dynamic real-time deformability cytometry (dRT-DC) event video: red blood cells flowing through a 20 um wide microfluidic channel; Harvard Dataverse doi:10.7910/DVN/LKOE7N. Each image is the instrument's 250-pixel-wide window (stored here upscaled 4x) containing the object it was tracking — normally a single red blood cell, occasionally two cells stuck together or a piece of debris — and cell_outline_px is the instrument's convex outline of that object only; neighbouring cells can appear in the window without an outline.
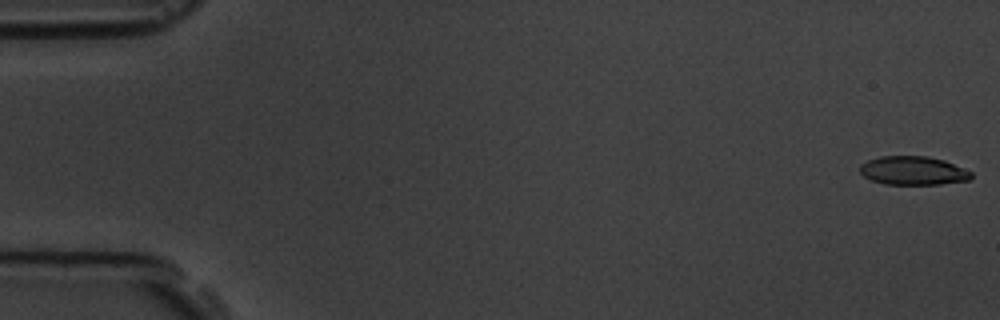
{"species": "common noctule bat (a hibernating species)", "species_latin": "Nyctalus noctula", "temperature_condition": "room temperature", "stored_images_in_passage": 5, "camera_frame_rate_fps": 3000, "um_per_image_px": 0.085, "animal": {"sex": "male", "body_mass_g": 19.5, "forearm_length_mm": 54.6}, "frame": {"image": 1, "passage_image": 1, "time_ms": 0.0, "image_size_px": [1000, 320], "cell_outline_px": [[972, 176], [968, 180], [940, 184], [884, 184], [872, 180], [864, 176], [860, 172], [860, 164], [868, 160], [880, 156], [928, 156], [944, 160], [972, 172]], "centroid_in_image_um": [77.6, 14.5], "position_along_channel_um": 7.4, "area_um2": 18.5}}
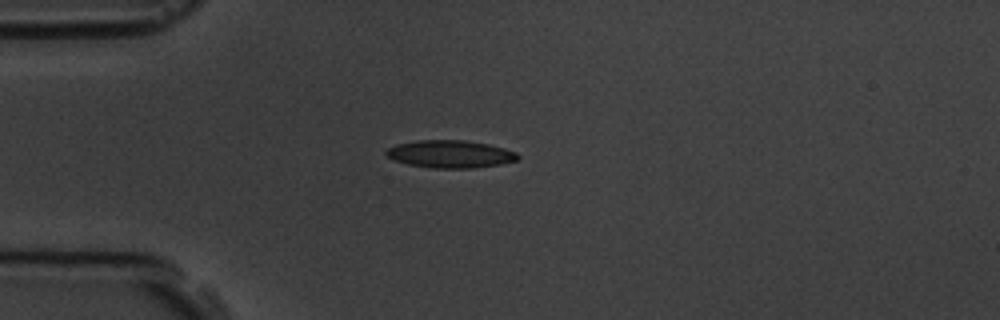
{"frame": {"image": 2, "passage_image": 5, "time_ms": 4.667, "image_size_px": [1000, 320], "cell_outline_px": [[520, 156], [516, 160], [500, 164], [472, 168], [432, 168], [408, 164], [396, 160], [388, 156], [384, 152], [388, 148], [396, 144], [416, 140], [464, 140], [488, 144], [504, 148], [516, 152]], "centroid_in_image_um": [38.27, 13.09], "position_along_channel_um": 46.7, "area_um2": 21.04}}